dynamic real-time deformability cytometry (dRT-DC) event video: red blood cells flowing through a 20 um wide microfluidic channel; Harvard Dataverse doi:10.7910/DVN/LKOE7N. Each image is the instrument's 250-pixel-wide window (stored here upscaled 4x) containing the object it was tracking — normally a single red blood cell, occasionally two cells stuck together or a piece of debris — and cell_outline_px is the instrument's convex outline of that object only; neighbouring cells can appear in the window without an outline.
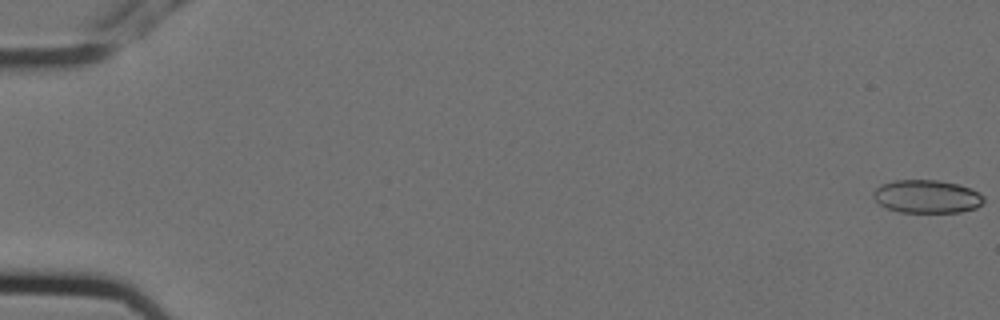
{"species": "Egyptian fruit bat (a non-hibernating species)", "species_latin": "Rousettus aegyptiacus", "temperature_condition": "cold", "stored_images_in_passage": 6, "camera_frame_rate_fps": 3000, "um_per_image_px": 0.085, "animal": {"sex": "female"}, "frame": {"image": 1, "passage_image": 1, "time_ms": 0.0, "image_size_px": [1000, 320], "cell_outline_px": [[984, 200], [976, 208], [960, 212], [900, 212], [888, 208], [880, 204], [872, 196], [872, 192], [880, 184], [892, 180], [940, 180], [956, 184], [968, 188], [984, 196]], "centroid_in_image_um": [78.74, 16.7], "position_along_channel_um": 6.3, "area_um2": 21.21}}